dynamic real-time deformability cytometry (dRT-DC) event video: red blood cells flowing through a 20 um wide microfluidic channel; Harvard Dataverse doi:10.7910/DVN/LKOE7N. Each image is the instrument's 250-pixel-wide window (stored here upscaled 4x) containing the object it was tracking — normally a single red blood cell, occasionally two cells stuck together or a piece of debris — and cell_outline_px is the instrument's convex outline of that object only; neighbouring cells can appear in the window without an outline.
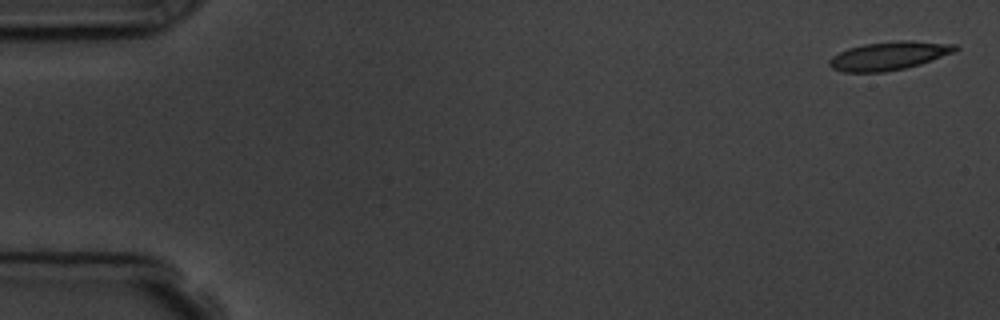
{"species": "common noctule bat (a hibernating species)", "species_latin": "Nyctalus noctula", "temperature_condition": "room temperature", "stored_images_in_passage": 15, "camera_frame_rate_fps": 3000, "um_per_image_px": 0.085, "animal": {"sex": "male", "body_mass_g": 19.5, "forearm_length_mm": 54.6}, "frame": {"image": 1, "passage_image": 1, "time_ms": 0.0, "image_size_px": [1000, 320], "cell_outline_px": [[960, 48], [956, 52], [920, 64], [904, 68], [884, 72], [844, 72], [832, 68], [828, 64], [828, 60], [832, 56], [848, 48], [864, 44], [900, 40], [912, 40], [956, 44]], "centroid_in_image_um": [75.59, 4.73], "position_along_channel_um": 9.4, "area_um2": 20.98}}
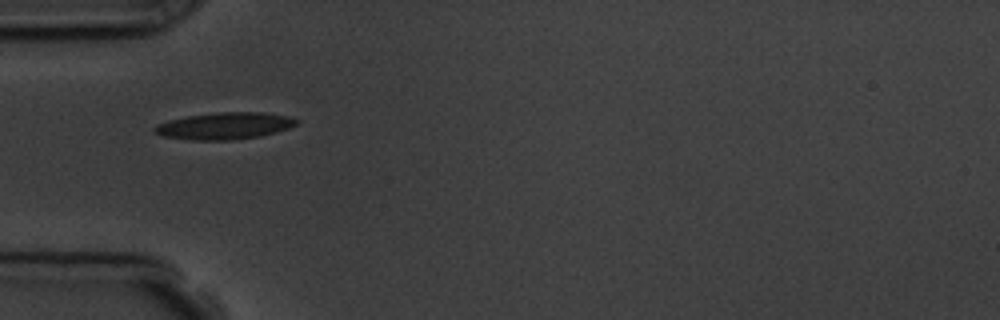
{"frame": {"image": 2, "passage_image": 5, "time_ms": 5.333, "image_size_px": [1000, 320], "cell_outline_px": [[300, 120], [296, 124], [288, 128], [260, 136], [232, 140], [192, 140], [164, 136], [152, 132], [152, 128], [156, 124], [168, 120], [188, 116], [216, 112], [264, 112], [288, 116]], "centroid_in_image_um": [19.05, 10.69], "position_along_channel_um": 65.9, "area_um2": 22.25}, "authors_computed_cell_mechanics": {"area_um2": 21.2126, "velocity_mm_per_s": 3.6663, "shape_relaxation_time_tau1_ms": 5.3817, "shape_relaxation_time_tau2_ms": 1.4426, "deformation_change_tau1": 0.1308, "deformation_change_tau2": 0.0523}}